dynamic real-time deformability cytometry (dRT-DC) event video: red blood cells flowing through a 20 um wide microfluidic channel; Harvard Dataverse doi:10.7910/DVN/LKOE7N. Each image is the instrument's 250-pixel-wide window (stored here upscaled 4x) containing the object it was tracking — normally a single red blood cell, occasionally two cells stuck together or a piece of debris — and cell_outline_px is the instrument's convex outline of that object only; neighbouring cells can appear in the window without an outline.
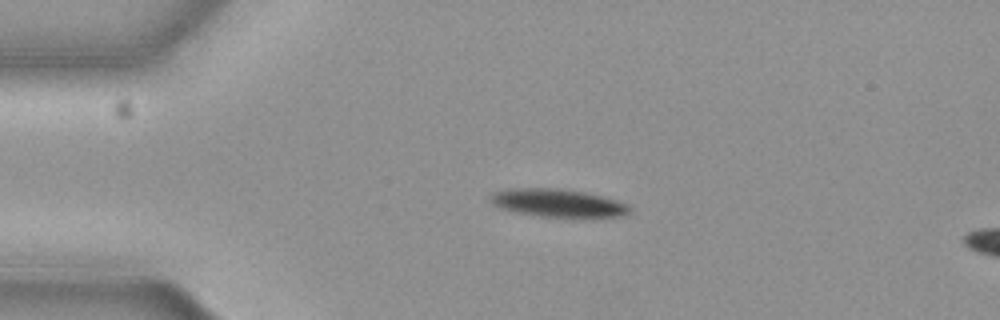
{"species": "common noctule bat (a hibernating species)", "species_latin": "Nyctalus noctula", "temperature_condition": "cold", "stored_images_in_passage": 45, "camera_frame_rate_fps": 3000, "um_per_image_px": 0.085, "animal": {"sex": "female", "body_mass_g": 19.3, "forearm_length_mm": 54.1}, "frame": {"image": 1, "passage_image": 1, "time_ms": 0.0, "image_size_px": [1000, 320], "cell_outline_px": [[632, 208], [624, 216], [540, 216], [520, 212], [504, 208], [492, 204], [488, 200], [488, 196], [492, 192], [508, 188], [560, 188], [584, 192], [604, 196], [628, 204]], "centroid_in_image_um": [47.39, 17.22], "position_along_channel_um": 37.6, "area_um2": 22.43}}
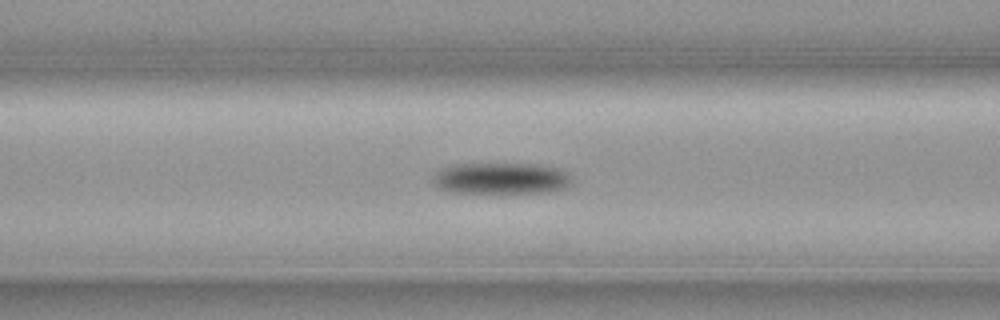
{"frame": {"image": 2, "passage_image": 11, "time_ms": 3.333, "image_size_px": [1000, 320], "cell_outline_px": [[572, 184], [568, 188], [548, 192], [452, 192], [440, 188], [432, 180], [436, 172], [444, 168], [456, 164], [540, 164], [560, 168], [568, 172], [572, 176]], "centroid_in_image_um": [42.7, 15.15], "position_along_channel_um": 123.9, "area_um2": 25.43}}
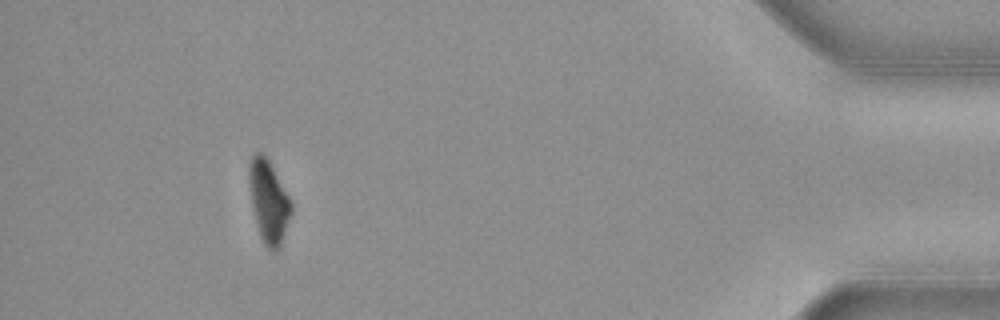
{"frame": {"image": 3, "passage_image": 40, "time_ms": 13.0, "image_size_px": [1000, 320], "cell_outline_px": [[292, 212], [280, 248], [272, 252], [264, 244], [260, 236], [256, 224], [252, 208], [248, 180], [248, 164], [252, 152], [260, 152], [268, 160], [288, 196], [292, 204]], "centroid_in_image_um": [22.81, 17.14], "position_along_channel_um": 412.4, "area_um2": 20.29}, "authors_computed_cell_mechanics": {"area_um2": 24.2182, "velocity_mm_per_s": 3.6675, "shape_relaxation_time_tau1_ms": 3.0896, "shape_relaxation_time_tau2_ms": null, "deformation_change_tau1": 0.116, "deformation_change_tau2": null}}